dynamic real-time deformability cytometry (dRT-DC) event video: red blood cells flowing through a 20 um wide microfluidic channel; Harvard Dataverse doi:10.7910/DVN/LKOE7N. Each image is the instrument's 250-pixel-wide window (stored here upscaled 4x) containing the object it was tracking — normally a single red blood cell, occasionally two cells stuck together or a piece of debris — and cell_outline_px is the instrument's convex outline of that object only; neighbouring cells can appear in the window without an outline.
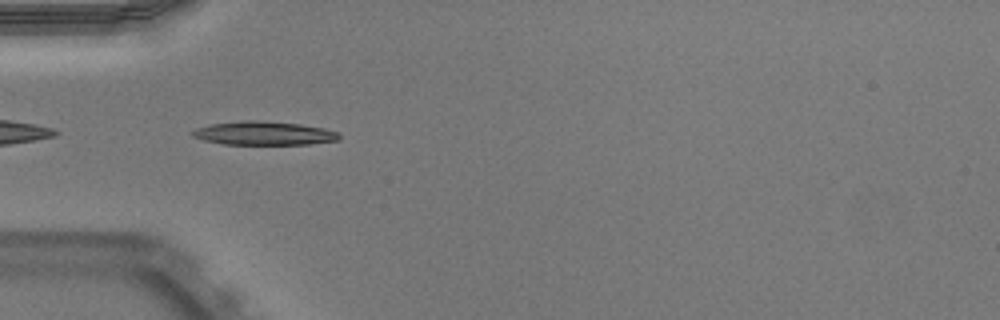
{"species": "Egyptian fruit bat (a non-hibernating species)", "species_latin": "Rousettus aegyptiacus", "temperature_condition": "warm", "stored_images_in_passage": 33, "camera_frame_rate_fps": 3000, "um_per_image_px": 0.085, "animal": {"sex": "male"}, "frame": {"image": 1, "passage_image": 1, "time_ms": 0.0, "image_size_px": [1000, 320], "cell_outline_px": [[340, 140], [308, 144], [224, 144], [204, 140], [192, 136], [192, 132], [196, 128], [208, 124], [240, 120], [256, 120], [300, 124], [324, 128], [340, 132]], "centroid_in_image_um": [22.44, 11.32], "position_along_channel_um": 62.6, "area_um2": 20.29}}
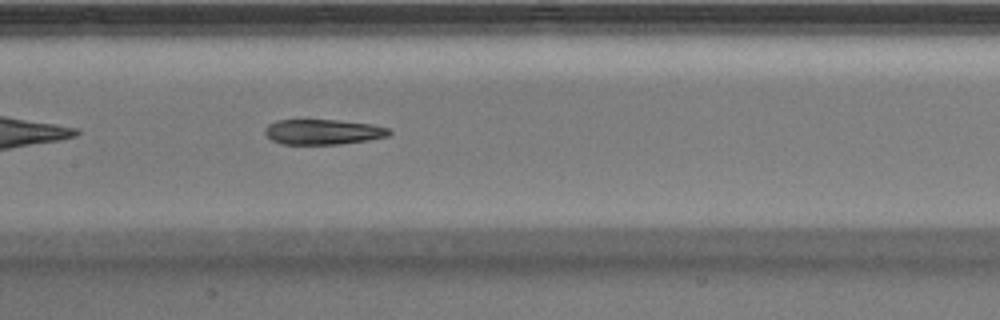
{"frame": {"image": 2, "passage_image": 10, "time_ms": 3.0, "image_size_px": [1000, 320], "cell_outline_px": [[392, 132], [388, 136], [340, 144], [280, 144], [272, 140], [264, 132], [264, 128], [268, 124], [276, 120], [336, 120], [372, 124], [388, 128]], "centroid_in_image_um": [27.42, 11.2], "position_along_channel_um": 180.0, "area_um2": 18.15}, "authors_computed_cell_mechanics": {"area_um2": 19.5364, "velocity_mm_per_s": 3.9555, "shape_relaxation_time_tau1_ms": null, "shape_relaxation_time_tau2_ms": 4.937, "deformation_change_tau1": null, "deformation_change_tau2": 0.1524}}